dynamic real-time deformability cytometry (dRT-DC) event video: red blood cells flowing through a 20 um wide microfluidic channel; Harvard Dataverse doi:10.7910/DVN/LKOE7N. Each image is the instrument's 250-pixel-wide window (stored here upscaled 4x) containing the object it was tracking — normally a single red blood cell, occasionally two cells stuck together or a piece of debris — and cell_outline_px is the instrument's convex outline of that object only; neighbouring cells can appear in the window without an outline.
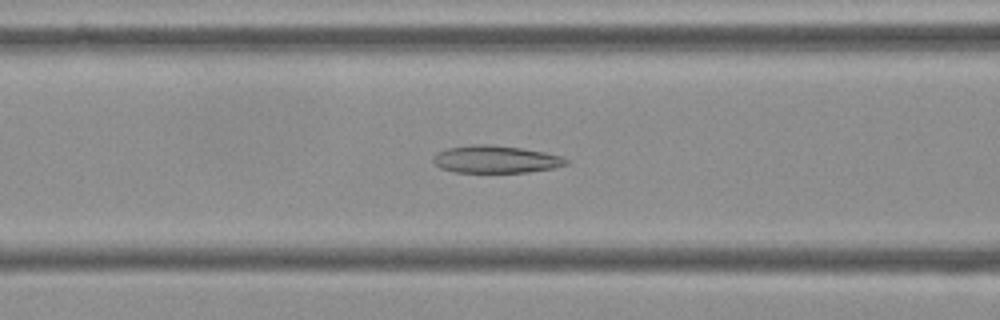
{"species": "Egyptian fruit bat (a non-hibernating species)", "species_latin": "Rousettus aegyptiacus", "temperature_condition": "cold", "stored_images_in_passage": 41, "camera_frame_rate_fps": 3000, "um_per_image_px": 0.085, "frame": {"image": 1, "passage_image": 8, "time_ms": 2.333, "image_size_px": [1000, 320], "cell_outline_px": [[572, 160], [568, 164], [552, 168], [528, 172], [452, 172], [440, 168], [432, 160], [432, 156], [436, 152], [448, 148], [472, 144], [488, 144], [520, 148], [544, 152], [560, 156]], "centroid_in_image_um": [42.11, 13.54], "position_along_channel_um": 124.5, "area_um2": 21.33}}
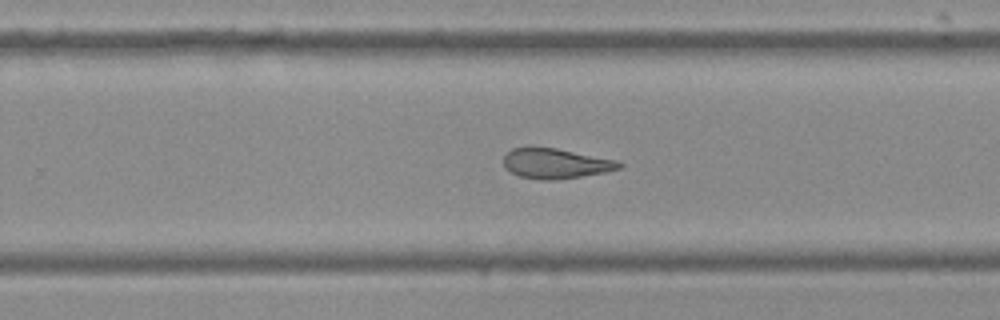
{"frame": {"image": 2, "passage_image": 21, "time_ms": 6.667, "image_size_px": [1000, 320], "cell_outline_px": [[624, 164], [620, 168], [604, 172], [580, 176], [552, 180], [544, 180], [520, 176], [504, 168], [504, 156], [512, 148], [528, 144], [532, 144], [556, 148], [616, 160]], "centroid_in_image_um": [47.16, 13.85], "position_along_channel_um": 282.6, "area_um2": 20.52}}
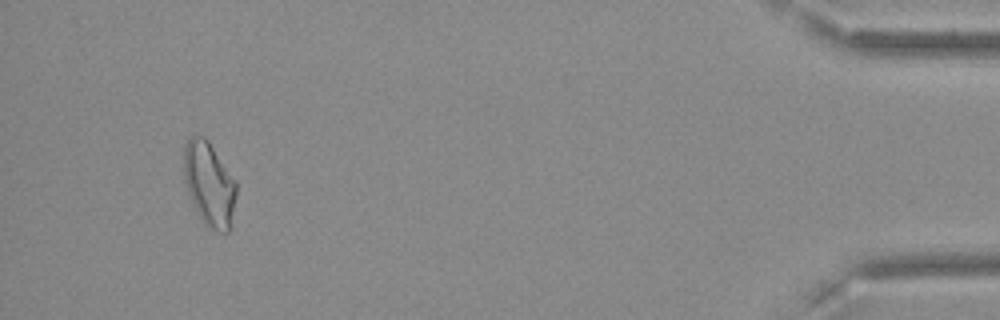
{"frame": {"image": 3, "passage_image": 38, "time_ms": 12.333, "image_size_px": [1000, 320], "cell_outline_px": [[236, 196], [228, 232], [220, 232], [208, 228], [200, 220], [188, 192], [184, 180], [184, 144], [188, 136], [204, 136], [208, 140], [236, 180]], "centroid_in_image_um": [17.77, 15.62], "position_along_channel_um": 417.4, "area_um2": 25.78}, "authors_computed_cell_mechanics": {"area_um2": 21.5016, "velocity_mm_per_s": 3.6543, "shape_relaxation_time_tau1_ms": null, "shape_relaxation_time_tau2_ms": 5.0865, "deformation_change_tau1": null, "deformation_change_tau2": 0.1339}}